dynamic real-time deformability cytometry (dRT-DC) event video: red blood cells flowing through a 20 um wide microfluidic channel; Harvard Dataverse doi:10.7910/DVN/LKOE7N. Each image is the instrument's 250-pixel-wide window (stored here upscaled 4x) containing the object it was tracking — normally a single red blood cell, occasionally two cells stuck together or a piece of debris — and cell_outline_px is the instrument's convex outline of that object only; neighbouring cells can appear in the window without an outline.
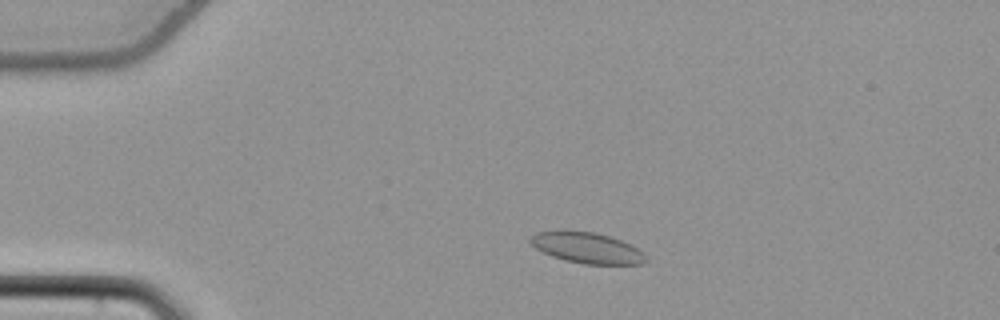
{"species": "common noctule bat (a hibernating species)", "species_latin": "Nyctalus noctula", "temperature_condition": "cold", "stored_images_in_passage": 51, "camera_frame_rate_fps": 3000, "um_per_image_px": 0.085, "animal": {"sex": "female", "body_mass_g": 22.7, "forearm_length_mm": 54.2}, "frame": {"image": 1, "passage_image": 8, "time_ms": 2.333, "image_size_px": [1000, 320], "cell_outline_px": [[648, 260], [644, 264], [584, 264], [564, 260], [552, 256], [536, 248], [528, 240], [536, 232], [568, 228], [596, 232], [632, 244], [644, 252]], "centroid_in_image_um": [49.9, 21.03], "position_along_channel_um": 35.1, "area_um2": 21.33}}
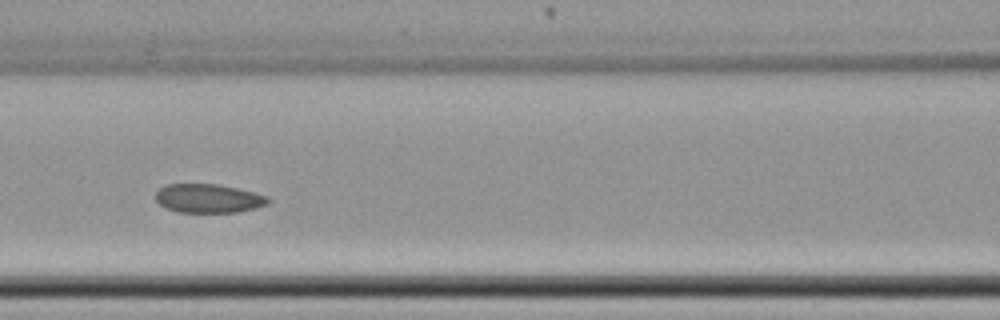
{"frame": {"image": 2, "passage_image": 21, "time_ms": 6.667, "image_size_px": [1000, 320], "cell_outline_px": [[272, 200], [268, 204], [256, 208], [236, 212], [176, 212], [164, 208], [156, 200], [156, 192], [160, 188], [168, 184], [216, 184], [236, 188], [268, 196]], "centroid_in_image_um": [17.72, 16.87], "position_along_channel_um": 148.9, "area_um2": 18.9}}
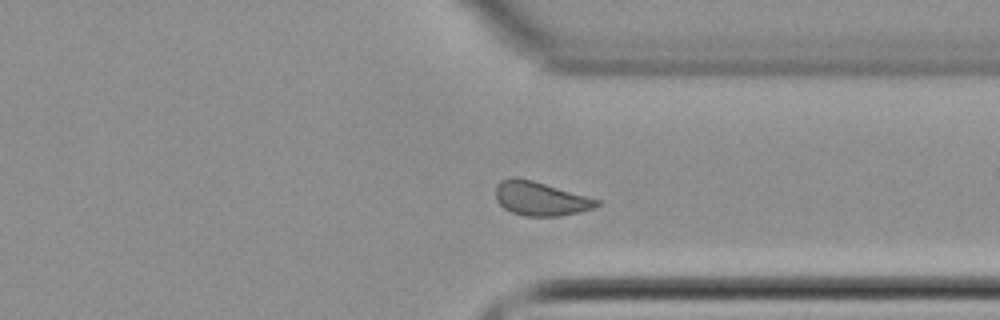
{"frame": {"image": 3, "passage_image": 38, "time_ms": 12.333, "image_size_px": [1000, 320], "cell_outline_px": [[600, 204], [592, 208], [580, 212], [560, 216], [524, 216], [512, 212], [504, 208], [496, 200], [496, 184], [500, 180], [512, 176], [516, 176], [532, 180], [600, 200]], "centroid_in_image_um": [45.9, 16.87], "position_along_channel_um": 365.5, "area_um2": 20.0}, "authors_computed_cell_mechanics": {"area_um2": 20.1144, "velocity_mm_per_s": 3.8091, "shape_relaxation_time_tau1_ms": null, "shape_relaxation_time_tau2_ms": 3.6598, "deformation_change_tau1": null, "deformation_change_tau2": 0.0735}}